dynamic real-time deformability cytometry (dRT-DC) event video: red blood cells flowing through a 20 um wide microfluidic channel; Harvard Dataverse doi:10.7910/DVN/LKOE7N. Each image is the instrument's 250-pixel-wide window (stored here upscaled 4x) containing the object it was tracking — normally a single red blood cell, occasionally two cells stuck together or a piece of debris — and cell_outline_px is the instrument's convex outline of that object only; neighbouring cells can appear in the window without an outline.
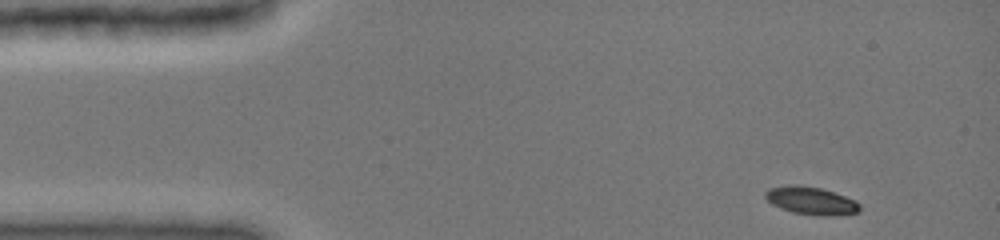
{"species": "common noctule bat (a hibernating species)", "species_latin": "Nyctalus noctula", "temperature_condition": "cold", "stored_images_in_passage": 41, "camera_frame_rate_fps": 3000, "um_per_image_px": 0.085, "animal": {"sex": "female", "body_mass_g": 19.0, "forearm_length_mm": 51.5}, "frame": {"image": 1, "passage_image": 1, "time_ms": 0.0, "image_size_px": [1000, 240], "cell_outline_px": [[860, 212], [832, 216], [820, 216], [792, 212], [780, 208], [772, 204], [764, 196], [764, 192], [768, 188], [788, 184], [796, 184], [820, 188], [856, 200], [860, 204]], "centroid_in_image_um": [68.92, 17.06], "position_along_channel_um": 16.1, "area_um2": 15.43}}
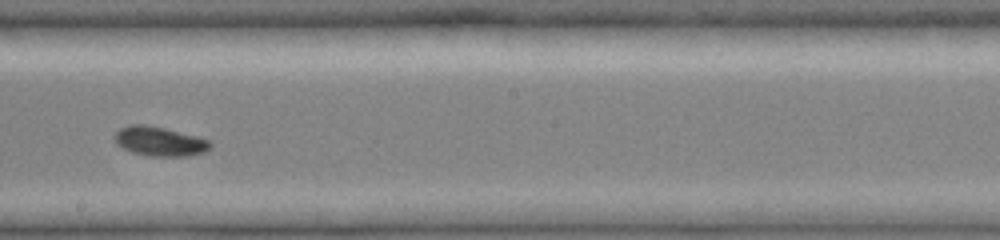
{"frame": {"image": 2, "passage_image": 24, "time_ms": 7.667, "image_size_px": [1000, 240], "cell_outline_px": [[212, 144], [204, 152], [188, 156], [148, 156], [132, 152], [116, 144], [112, 136], [120, 128], [128, 124], [144, 124], [164, 128], [196, 136], [208, 140]], "centroid_in_image_um": [13.51, 12.01], "position_along_channel_um": 234.7, "area_um2": 16.36}}
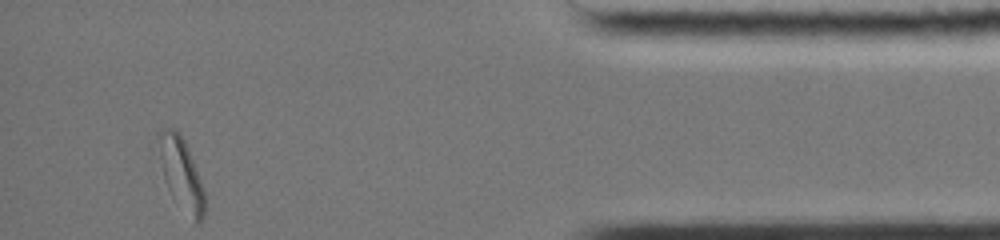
{"frame": {"image": 3, "passage_image": 41, "time_ms": 13.333, "image_size_px": [1000, 240], "cell_outline_px": [[204, 216], [200, 224], [196, 224], [168, 188], [164, 180], [156, 136], [156, 132], [160, 128], [172, 128], [180, 132], [188, 148], [204, 188]], "centroid_in_image_um": [15.39, 14.68], "position_along_channel_um": 419.8, "area_um2": 19.07}, "authors_computed_cell_mechanics": {"area_um2": 16.0106, "velocity_mm_per_s": 3.9818, "shape_relaxation_time_tau1_ms": 2.6366, "shape_relaxation_time_tau2_ms": null, "deformation_change_tau1": 0.1191, "deformation_change_tau2": null}}